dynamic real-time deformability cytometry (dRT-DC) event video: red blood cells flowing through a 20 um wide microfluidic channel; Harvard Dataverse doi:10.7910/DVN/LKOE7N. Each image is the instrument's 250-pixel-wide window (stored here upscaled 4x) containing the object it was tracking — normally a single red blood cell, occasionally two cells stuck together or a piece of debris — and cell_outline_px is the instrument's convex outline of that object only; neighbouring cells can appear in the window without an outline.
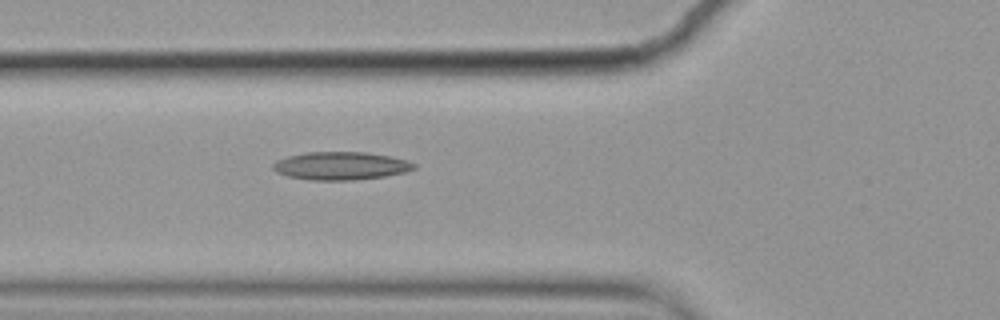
{"species": "common noctule bat (a hibernating species)", "species_latin": "Nyctalus noctula", "temperature_condition": "cold", "stored_images_in_passage": 6, "camera_frame_rate_fps": 3000, "um_per_image_px": 0.085, "animal": {"sex": "female", "body_mass_g": 19.9}, "frame": {"image": 1, "passage_image": 6, "time_ms": 1.667, "image_size_px": [1000, 320], "cell_outline_px": [[416, 168], [404, 172], [384, 176], [352, 180], [308, 180], [288, 176], [276, 172], [272, 168], [272, 164], [276, 160], [288, 156], [308, 152], [368, 152], [392, 156], [408, 160], [416, 164]], "centroid_in_image_um": [28.97, 14.09], "position_along_channel_um": 96.8, "area_um2": 23.12}}